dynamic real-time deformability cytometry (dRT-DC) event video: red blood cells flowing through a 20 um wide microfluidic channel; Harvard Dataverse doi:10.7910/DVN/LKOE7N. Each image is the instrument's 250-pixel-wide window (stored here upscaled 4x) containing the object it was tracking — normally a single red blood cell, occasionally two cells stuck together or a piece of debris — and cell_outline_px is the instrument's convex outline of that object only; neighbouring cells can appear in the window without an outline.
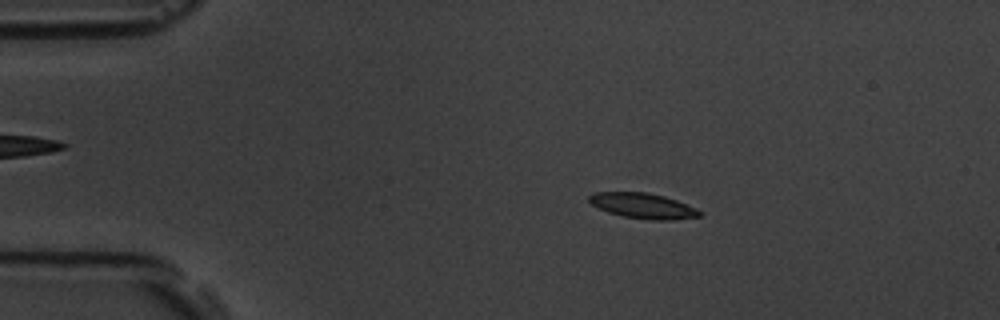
{"species": "common noctule bat (a hibernating species)", "species_latin": "Nyctalus noctula", "temperature_condition": "room temperature", "stored_images_in_passage": 54, "camera_frame_rate_fps": 3000, "um_per_image_px": 0.085, "animal": {"sex": "male", "body_mass_g": 19.5, "forearm_length_mm": 54.6}, "frame": {"image": 1, "passage_image": 10, "time_ms": 3.0, "image_size_px": [1000, 320], "cell_outline_px": [[704, 212], [700, 216], [676, 220], [652, 220], [624, 216], [608, 212], [592, 204], [588, 200], [588, 196], [592, 192], [648, 192], [664, 196], [676, 200], [696, 208]], "centroid_in_image_um": [54.68, 17.49], "position_along_channel_um": 30.3, "area_um2": 16.36}}
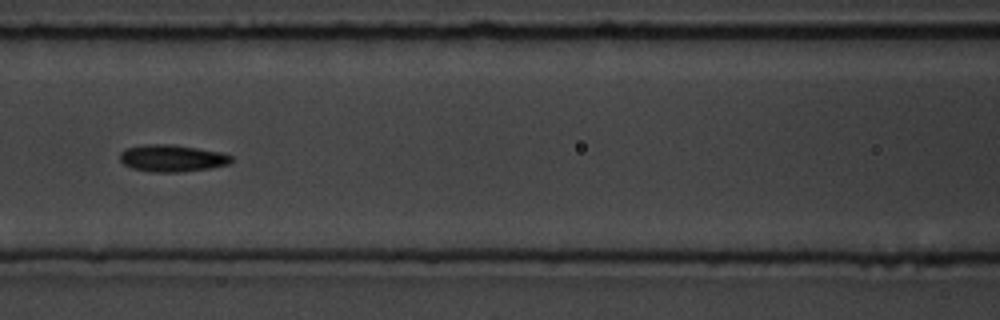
{"frame": {"image": 2, "passage_image": 24, "time_ms": 7.667, "image_size_px": [1000, 320], "cell_outline_px": [[232, 160], [228, 164], [208, 168], [180, 172], [152, 172], [132, 168], [124, 164], [120, 160], [120, 152], [124, 148], [144, 144], [172, 144], [220, 152], [232, 156]], "centroid_in_image_um": [14.58, 13.44], "position_along_channel_um": 152.0, "area_um2": 17.46}}
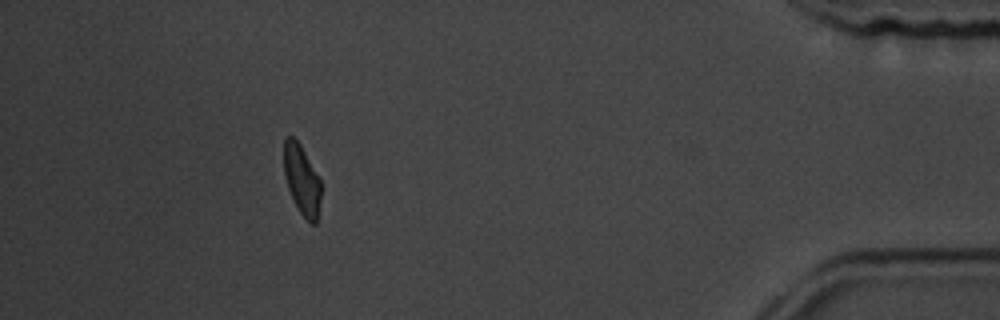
{"frame": {"image": 3, "passage_image": 49, "time_ms": 16.0, "image_size_px": [1000, 320], "cell_outline_px": [[320, 200], [316, 224], [312, 224], [300, 212], [288, 188], [284, 176], [284, 140], [288, 136], [292, 136], [300, 144], [320, 180]], "centroid_in_image_um": [25.64, 15.27], "position_along_channel_um": 409.6, "area_um2": 14.68}, "authors_computed_cell_mechanics": {"area_um2": 16.762, "velocity_mm_per_s": 3.7734, "shape_relaxation_time_tau1_ms": 4.2023, "shape_relaxation_time_tau2_ms": 3.3173, "deformation_change_tau1": 0.133, "deformation_change_tau2": 0.1027}}